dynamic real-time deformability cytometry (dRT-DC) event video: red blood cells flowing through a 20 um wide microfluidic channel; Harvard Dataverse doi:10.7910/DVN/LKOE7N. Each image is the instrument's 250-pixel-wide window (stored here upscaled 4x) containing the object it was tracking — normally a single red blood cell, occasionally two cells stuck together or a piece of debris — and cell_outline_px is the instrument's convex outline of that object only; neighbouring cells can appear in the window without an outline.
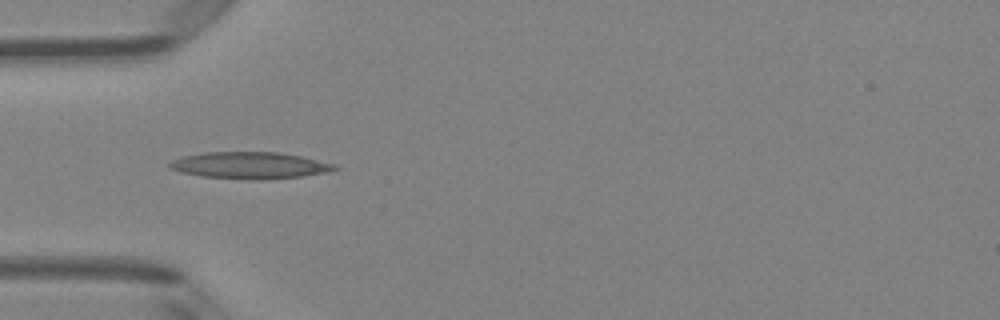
{"species": "Egyptian fruit bat (a non-hibernating species)", "species_latin": "Rousettus aegyptiacus", "temperature_condition": "room temperature", "stored_images_in_passage": 3, "camera_frame_rate_fps": 3000, "um_per_image_px": 0.085, "animal": {"sex": "female"}, "frame": {"image": 1, "passage_image": 1, "time_ms": 0.0, "image_size_px": [1000, 320], "cell_outline_px": [[340, 168], [328, 172], [304, 176], [204, 176], [180, 172], [168, 168], [168, 164], [172, 160], [184, 156], [204, 152], [276, 152], [300, 156], [336, 164]], "centroid_in_image_um": [21.22, 13.99], "position_along_channel_um": 63.8, "area_um2": 24.16}}
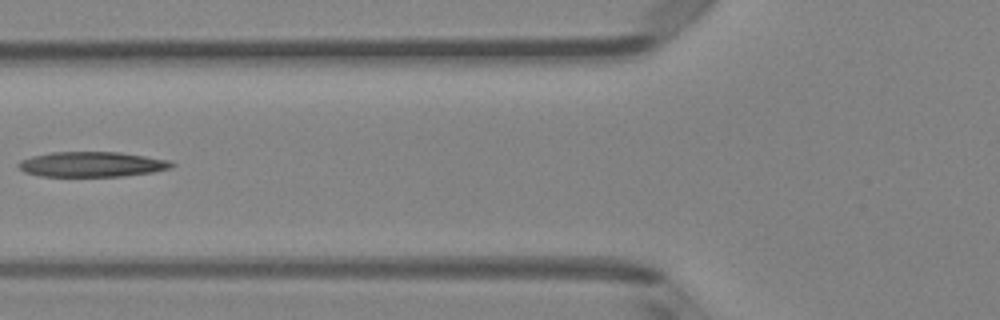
{"frame": {"image": 2, "passage_image": 2, "time_ms": 1.333, "image_size_px": [1000, 320], "cell_outline_px": [[176, 164], [172, 168], [152, 172], [124, 176], [40, 176], [24, 172], [16, 164], [20, 160], [32, 156], [52, 152], [120, 152], [172, 160]], "centroid_in_image_um": [7.85, 13.96], "position_along_channel_um": 118.0, "area_um2": 22.6}}
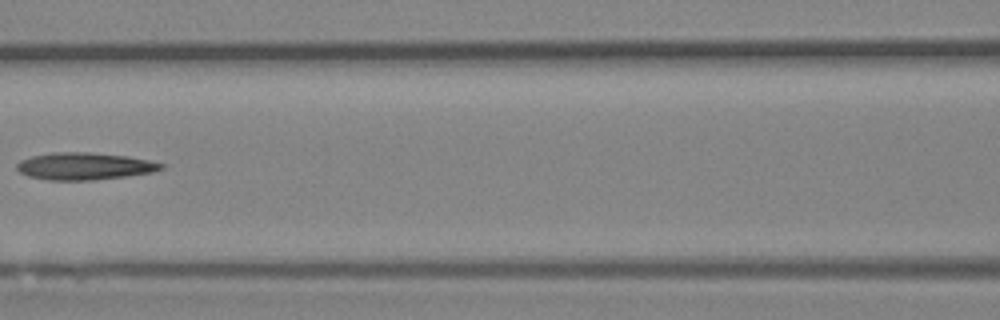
{"frame": {"image": 3, "passage_image": 3, "time_ms": 2.333, "image_size_px": [1000, 320], "cell_outline_px": [[164, 168], [152, 172], [124, 176], [92, 180], [48, 180], [28, 176], [20, 172], [16, 168], [16, 164], [20, 160], [32, 156], [52, 152], [88, 152], [128, 156], [148, 160], [164, 164]], "centroid_in_image_um": [7.15, 14.12], "position_along_channel_um": 159.5, "area_um2": 22.77}}